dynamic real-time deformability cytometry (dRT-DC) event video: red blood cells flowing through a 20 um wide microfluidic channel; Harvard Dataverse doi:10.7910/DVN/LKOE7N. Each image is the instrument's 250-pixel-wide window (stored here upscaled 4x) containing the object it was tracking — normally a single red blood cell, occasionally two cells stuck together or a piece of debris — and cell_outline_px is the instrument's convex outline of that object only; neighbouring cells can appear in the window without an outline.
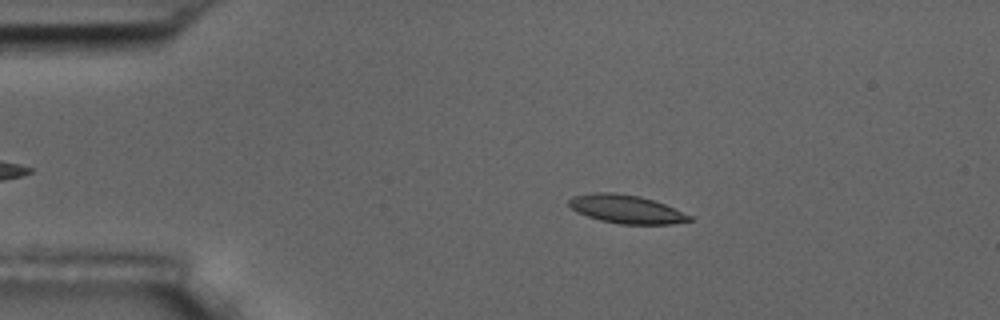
{"species": "common noctule bat (a hibernating species)", "species_latin": "Nyctalus noctula", "temperature_condition": "room temperature", "stored_images_in_passage": 4, "camera_frame_rate_fps": 3000, "um_per_image_px": 0.085, "animal": {"sex": "male", "body_mass_g": 17.5, "forearm_length_mm": 52.3}, "frame": {"image": 1, "passage_image": 3, "time_ms": 2.333, "image_size_px": [1000, 320], "cell_outline_px": [[692, 220], [672, 224], [620, 224], [600, 220], [588, 216], [572, 208], [568, 204], [568, 200], [572, 196], [592, 192], [612, 192], [640, 196], [664, 204], [692, 216]], "centroid_in_image_um": [53.22, 17.77], "position_along_channel_um": 31.8, "area_um2": 19.77}}